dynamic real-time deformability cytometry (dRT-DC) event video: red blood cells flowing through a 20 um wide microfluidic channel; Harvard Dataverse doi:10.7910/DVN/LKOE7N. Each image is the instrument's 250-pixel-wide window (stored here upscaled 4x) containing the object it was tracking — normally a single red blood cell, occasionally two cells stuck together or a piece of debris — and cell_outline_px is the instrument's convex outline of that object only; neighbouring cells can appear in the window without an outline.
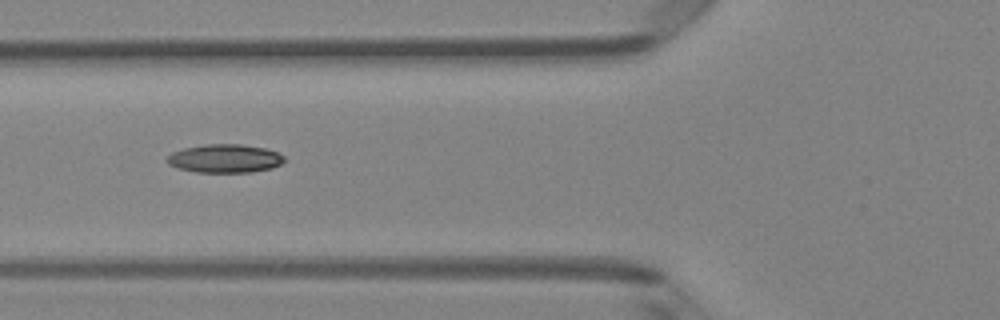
{"species": "Egyptian fruit bat (a non-hibernating species)", "species_latin": "Rousettus aegyptiacus", "temperature_condition": "room temperature", "stored_images_in_passage": 6, "camera_frame_rate_fps": 3000, "um_per_image_px": 0.085, "animal": {"sex": "female"}, "frame": {"image": 1, "passage_image": 6, "time_ms": 5.667, "image_size_px": [1000, 320], "cell_outline_px": [[284, 160], [280, 164], [272, 168], [252, 172], [196, 172], [180, 168], [168, 164], [168, 156], [172, 152], [184, 148], [204, 144], [240, 144], [264, 148], [276, 152], [284, 156]], "centroid_in_image_um": [19.11, 13.47], "position_along_channel_um": 106.7, "area_um2": 19.25}}